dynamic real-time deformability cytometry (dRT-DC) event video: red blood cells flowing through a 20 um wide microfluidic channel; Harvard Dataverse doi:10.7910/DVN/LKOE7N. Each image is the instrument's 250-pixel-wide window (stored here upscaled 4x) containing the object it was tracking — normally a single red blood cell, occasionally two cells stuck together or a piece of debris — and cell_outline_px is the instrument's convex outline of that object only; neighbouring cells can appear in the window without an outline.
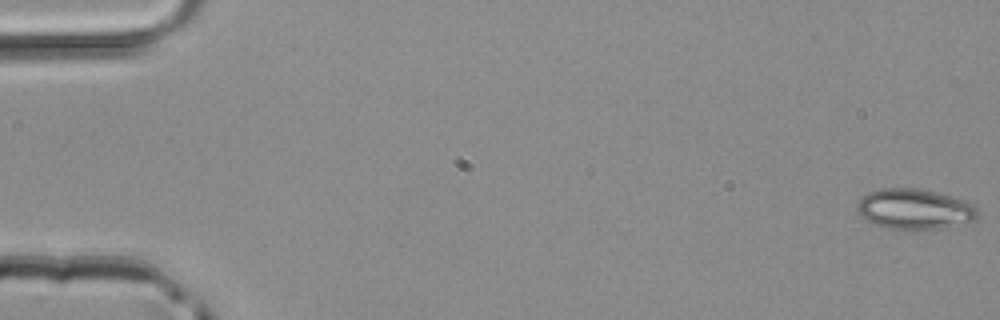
{"species": "common noctule bat (a hibernating species)", "species_latin": "Nyctalus noctula", "temperature_condition": "room temperature", "stored_images_in_passage": 47, "camera_frame_rate_fps": 3000, "um_per_image_px": 0.085, "animal": {"sex": "male", "body_mass_g": 20.4}, "frame": {"image": 1, "passage_image": 1, "time_ms": 0.0, "image_size_px": [1000, 320], "cell_outline_px": [[980, 212], [972, 220], [940, 228], [888, 228], [864, 220], [856, 208], [856, 204], [868, 192], [880, 188], [916, 188], [968, 200], [976, 204]], "centroid_in_image_um": [77.74, 17.74], "position_along_channel_um": 7.3, "area_um2": 28.03}}
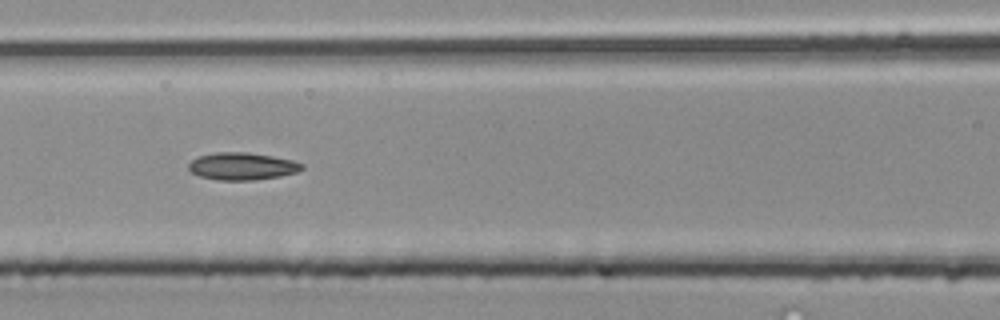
{"frame": {"image": 2, "passage_image": 22, "time_ms": 7.0, "image_size_px": [1000, 320], "cell_outline_px": [[304, 168], [296, 172], [280, 176], [252, 180], [216, 180], [200, 176], [192, 172], [188, 168], [188, 164], [192, 160], [200, 156], [216, 152], [248, 152], [272, 156], [292, 160], [304, 164]], "centroid_in_image_um": [20.59, 14.13], "position_along_channel_um": 146.0, "area_um2": 17.98}}
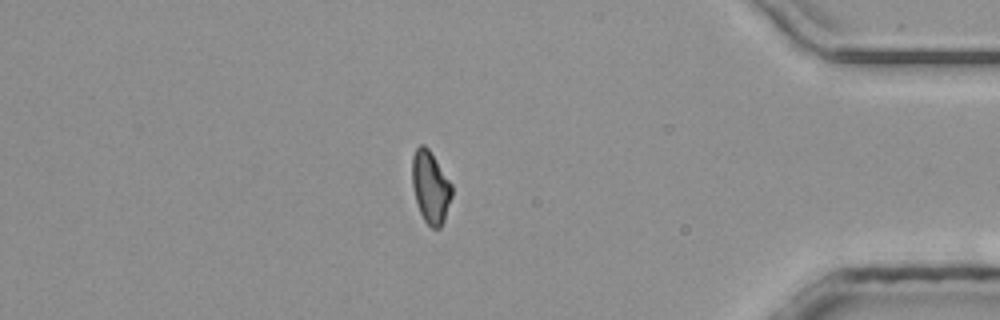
{"frame": {"image": 3, "passage_image": 42, "time_ms": 13.667, "image_size_px": [1000, 320], "cell_outline_px": [[452, 196], [444, 220], [440, 228], [432, 228], [424, 220], [420, 212], [416, 200], [412, 184], [412, 156], [416, 148], [420, 144], [424, 144], [428, 148], [452, 184]], "centroid_in_image_um": [36.59, 15.89], "position_along_channel_um": 398.6, "area_um2": 16.59}}